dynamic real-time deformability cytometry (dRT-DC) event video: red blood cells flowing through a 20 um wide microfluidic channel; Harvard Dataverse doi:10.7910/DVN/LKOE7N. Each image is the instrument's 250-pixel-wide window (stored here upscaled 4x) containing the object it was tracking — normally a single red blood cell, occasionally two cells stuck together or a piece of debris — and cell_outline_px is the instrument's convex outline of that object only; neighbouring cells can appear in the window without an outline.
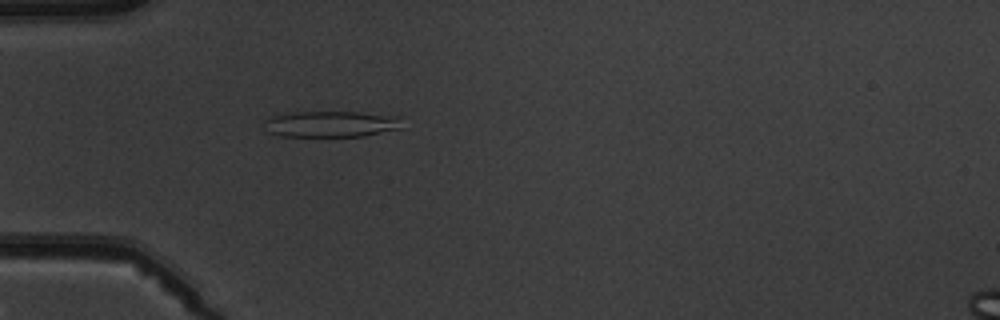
{"species": "common noctule bat (a hibernating species)", "species_latin": "Nyctalus noctula", "temperature_condition": "warm", "stored_images_in_passage": 5, "camera_frame_rate_fps": 3000, "um_per_image_px": 0.085, "animal": {"sex": "male", "body_mass_g": 19.5, "forearm_length_mm": 54.6}, "frame": {"image": 1, "passage_image": 5, "time_ms": 5.0, "image_size_px": [1000, 320], "cell_outline_px": [[400, 128], [364, 136], [280, 136], [268, 132], [264, 120], [272, 116], [292, 112], [356, 112], [400, 116]], "centroid_in_image_um": [28.12, 10.54], "position_along_channel_um": 56.9, "area_um2": 20.81}}